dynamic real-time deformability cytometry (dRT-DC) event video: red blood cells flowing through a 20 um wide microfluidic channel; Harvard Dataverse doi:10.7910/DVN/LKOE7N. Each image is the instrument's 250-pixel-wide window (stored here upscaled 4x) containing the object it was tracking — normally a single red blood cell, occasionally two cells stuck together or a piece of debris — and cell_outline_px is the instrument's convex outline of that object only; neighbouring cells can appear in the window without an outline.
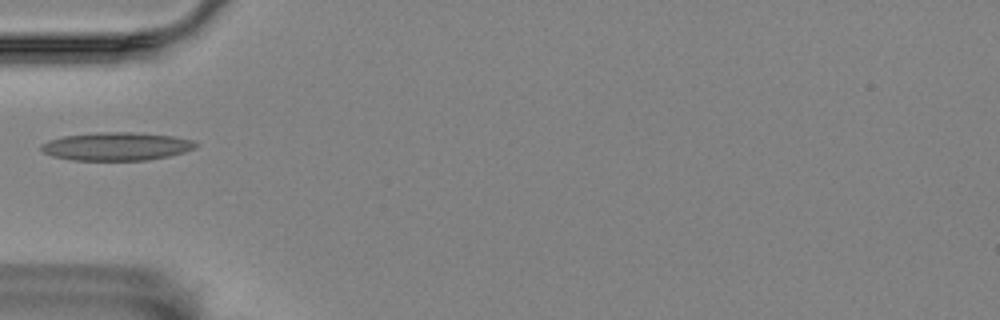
{"species": "Egyptian fruit bat (a non-hibernating species)", "species_latin": "Rousettus aegyptiacus", "temperature_condition": "room temperature", "stored_images_in_passage": 4, "camera_frame_rate_fps": 3000, "um_per_image_px": 0.085, "animal": {"sex": "female"}, "frame": {"image": 1, "passage_image": 4, "time_ms": 1.0, "image_size_px": [1000, 320], "cell_outline_px": [[196, 148], [184, 152], [168, 156], [148, 160], [72, 160], [52, 156], [44, 152], [40, 148], [40, 144], [48, 140], [64, 136], [96, 132], [132, 132], [172, 136], [192, 140], [196, 144]], "centroid_in_image_um": [9.87, 12.44], "position_along_channel_um": 75.1, "area_um2": 25.32}}